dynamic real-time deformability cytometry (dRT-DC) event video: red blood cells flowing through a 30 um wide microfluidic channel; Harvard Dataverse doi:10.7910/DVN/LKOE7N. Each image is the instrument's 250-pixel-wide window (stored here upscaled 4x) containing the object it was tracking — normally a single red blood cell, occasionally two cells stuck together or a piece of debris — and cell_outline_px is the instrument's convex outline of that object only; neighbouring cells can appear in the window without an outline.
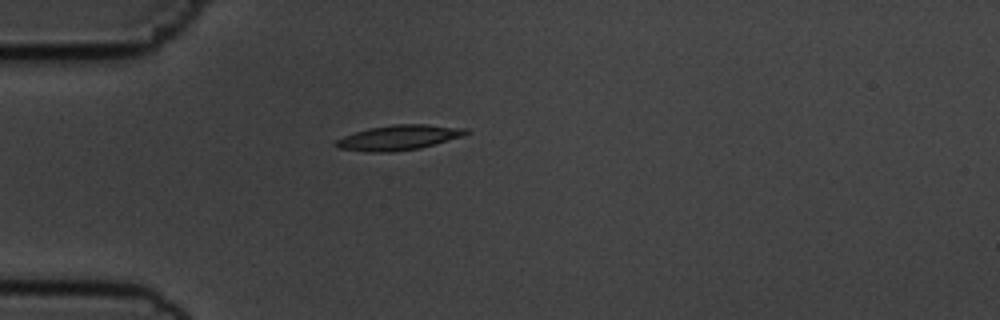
{"species": "common noctule bat (a hibernating species)", "species_latin": "Nyctalus noctula", "temperature_condition": "cold", "stored_images_in_passage": 41, "camera_frame_rate_fps": 3000, "um_per_image_px": 0.085, "animal": {"sex": "male", "body_mass_g": 19.5, "forearm_length_mm": 54.6}, "frame": {"image": 1, "passage_image": 1, "time_ms": 0.0, "image_size_px": [1000, 320], "cell_outline_px": [[472, 132], [464, 136], [420, 148], [392, 152], [372, 152], [336, 148], [332, 144], [336, 140], [344, 136], [368, 128], [392, 124], [424, 124], [468, 128]], "centroid_in_image_um": [33.92, 11.69], "position_along_channel_um": 51.1, "area_um2": 19.13}}
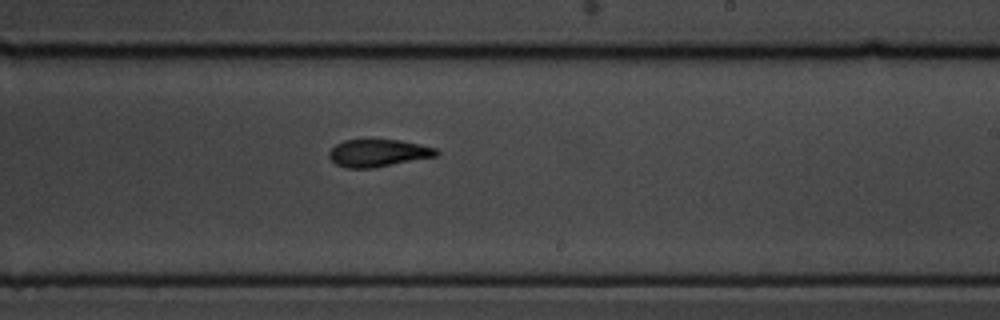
{"frame": {"image": 2, "passage_image": 19, "time_ms": 6.0, "image_size_px": [1000, 320], "cell_outline_px": [[440, 152], [436, 156], [372, 168], [344, 168], [336, 164], [328, 156], [328, 152], [336, 144], [344, 140], [400, 140], [420, 144], [436, 148]], "centroid_in_image_um": [32.13, 13.01], "position_along_channel_um": 256.9, "area_um2": 17.05}}
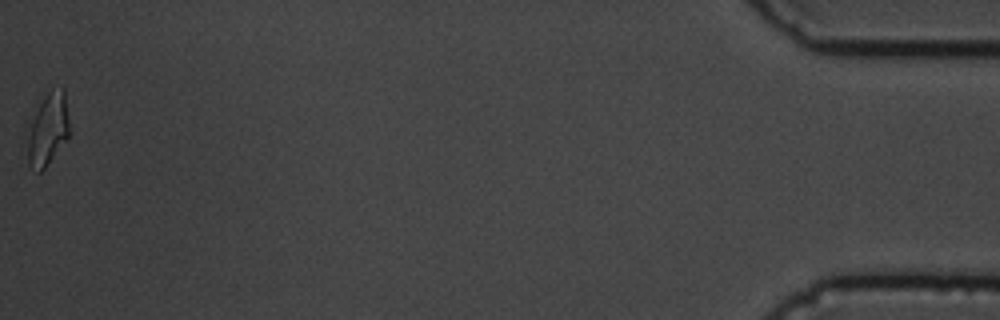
{"frame": {"image": 3, "passage_image": 41, "time_ms": 13.333, "image_size_px": [1000, 320], "cell_outline_px": [[68, 136], [44, 168], [40, 172], [36, 172], [28, 164], [24, 128], [44, 96], [48, 92], [64, 88], [68, 120]], "centroid_in_image_um": [3.96, 11.02], "position_along_channel_um": 431.2, "area_um2": 17.86}, "authors_computed_cell_mechanics": {"area_um2": 17.7446, "velocity_mm_per_s": 3.6374, "shape_relaxation_time_tau1_ms": 4.3434, "shape_relaxation_time_tau2_ms": 2.3097, "deformation_change_tau1": 0.1716, "deformation_change_tau2": 0.0819}}